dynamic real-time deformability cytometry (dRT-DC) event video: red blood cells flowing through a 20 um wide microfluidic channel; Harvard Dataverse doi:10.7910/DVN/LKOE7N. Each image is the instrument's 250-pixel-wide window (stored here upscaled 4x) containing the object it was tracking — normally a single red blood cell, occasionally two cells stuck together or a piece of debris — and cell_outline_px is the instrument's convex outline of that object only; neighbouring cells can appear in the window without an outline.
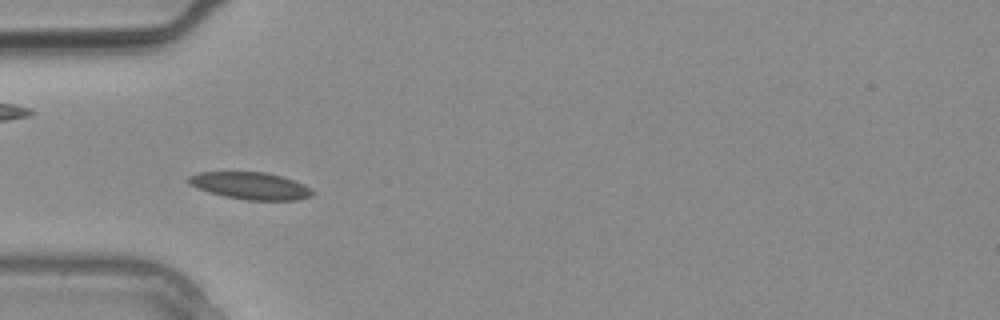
{"species": "common noctule bat (a hibernating species)", "species_latin": "Nyctalus noctula", "temperature_condition": "warm", "stored_images_in_passage": 2, "camera_frame_rate_fps": 3000, "um_per_image_px": 0.085, "animal": {"sex": "male", "body_mass_g": 20.4}, "frame": {"image": 1, "passage_image": 2, "time_ms": 0.333, "image_size_px": [1000, 320], "cell_outline_px": [[316, 192], [312, 196], [296, 200], [248, 200], [224, 196], [208, 192], [184, 180], [188, 176], [196, 172], [264, 172], [280, 176], [304, 184]], "centroid_in_image_um": [21.29, 15.79], "position_along_channel_um": 63.7, "area_um2": 19.54}}